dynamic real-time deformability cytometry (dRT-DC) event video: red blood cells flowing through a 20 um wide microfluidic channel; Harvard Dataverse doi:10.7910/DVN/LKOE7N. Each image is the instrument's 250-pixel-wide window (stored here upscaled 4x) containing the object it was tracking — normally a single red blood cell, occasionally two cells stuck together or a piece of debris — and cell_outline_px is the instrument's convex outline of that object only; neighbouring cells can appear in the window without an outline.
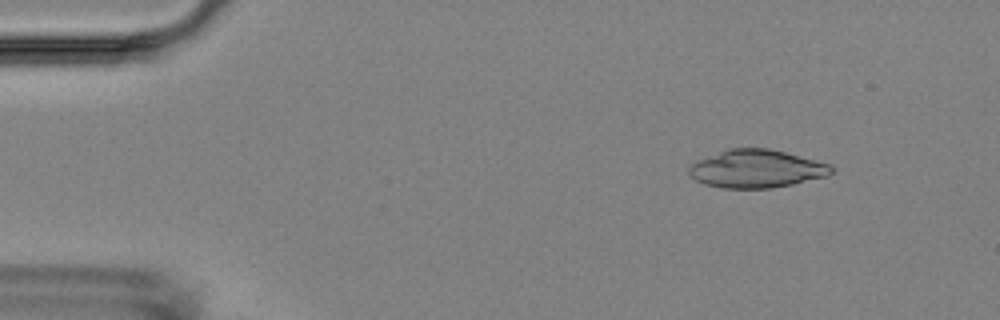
{"species": "Egyptian fruit bat (a non-hibernating species)", "species_latin": "Rousettus aegyptiacus", "temperature_condition": "room temperature", "stored_images_in_passage": 7, "camera_frame_rate_fps": 3000, "um_per_image_px": 0.085, "animal": {"sex": "female"}, "frame": {"image": 1, "passage_image": 1, "time_ms": 0.0, "image_size_px": [1000, 320], "cell_outline_px": [[832, 172], [828, 176], [792, 184], [772, 188], [724, 188], [704, 184], [696, 180], [688, 172], [688, 164], [696, 160], [728, 148], [768, 148], [832, 164]], "centroid_in_image_um": [64.27, 14.34], "position_along_channel_um": 20.7, "area_um2": 31.62}}
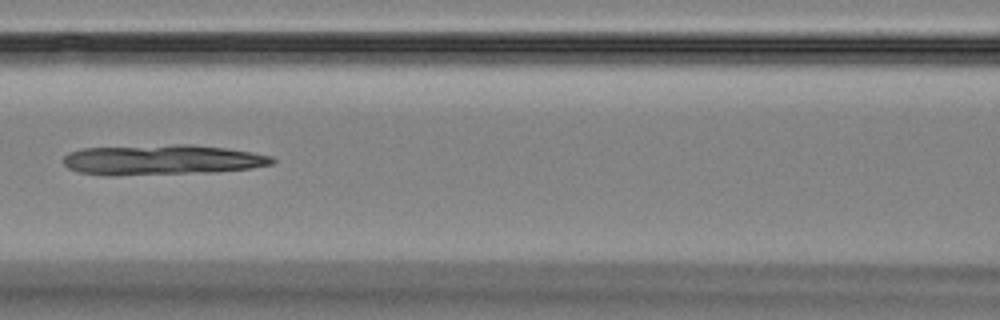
{"frame": {"image": 2, "passage_image": 6, "time_ms": 6.0, "image_size_px": [1000, 320], "cell_outline_px": [[276, 160], [272, 164], [252, 168], [216, 172], [116, 176], [112, 176], [80, 172], [68, 168], [64, 164], [64, 156], [68, 152], [84, 148], [176, 144], [192, 144], [228, 148], [252, 152], [272, 156]], "centroid_in_image_um": [13.8, 13.59], "position_along_channel_um": 152.8, "area_um2": 37.17}}
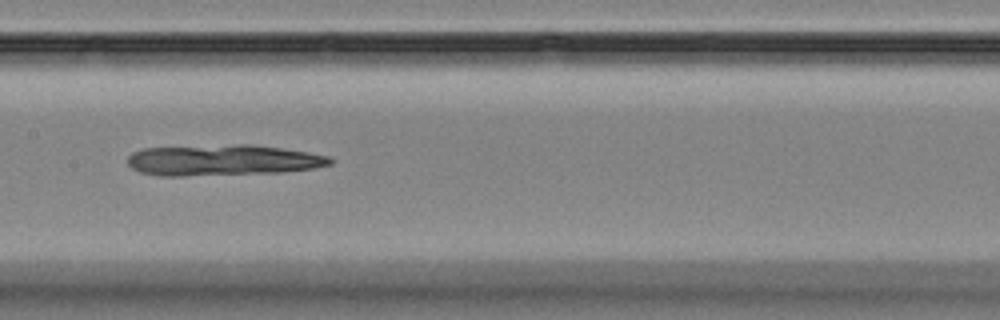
{"frame": {"image": 3, "passage_image": 7, "time_ms": 7.0, "image_size_px": [1000, 320], "cell_outline_px": [[336, 160], [332, 164], [312, 168], [280, 172], [184, 176], [156, 176], [140, 172], [132, 168], [128, 164], [128, 156], [132, 152], [144, 148], [240, 144], [252, 144], [308, 152], [328, 156]], "centroid_in_image_um": [18.92, 13.61], "position_along_channel_um": 188.5, "area_um2": 36.53}}